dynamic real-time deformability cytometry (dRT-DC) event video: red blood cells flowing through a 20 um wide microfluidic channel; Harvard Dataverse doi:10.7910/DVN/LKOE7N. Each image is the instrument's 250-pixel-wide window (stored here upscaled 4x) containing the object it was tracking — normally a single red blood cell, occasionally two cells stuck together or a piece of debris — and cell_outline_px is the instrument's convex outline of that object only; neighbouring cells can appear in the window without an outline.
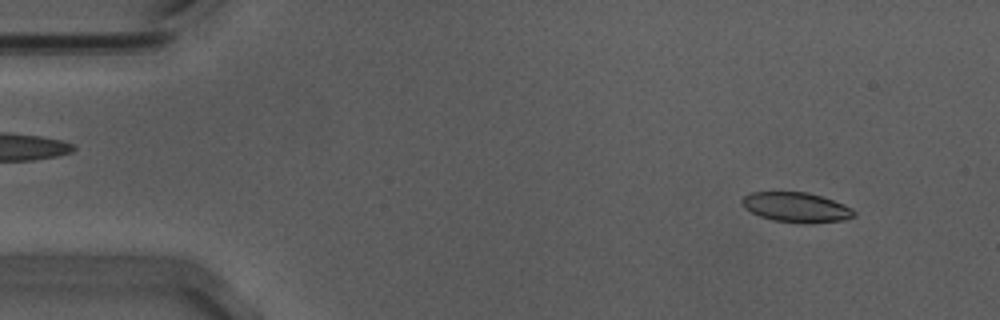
{"species": "Egyptian fruit bat (a non-hibernating species)", "species_latin": "Rousettus aegyptiacus", "temperature_condition": "warm", "stored_images_in_passage": 55, "camera_frame_rate_fps": 3000, "um_per_image_px": 0.085, "animal": {"sex": "male"}, "frame": {"image": 1, "passage_image": 5, "time_ms": 1.333, "image_size_px": [1000, 320], "cell_outline_px": [[856, 216], [844, 220], [808, 224], [804, 224], [772, 220], [760, 216], [744, 208], [740, 204], [740, 200], [744, 196], [752, 192], [808, 192], [832, 200], [852, 208], [856, 212]], "centroid_in_image_um": [67.67, 17.63], "position_along_channel_um": 17.3, "area_um2": 19.65}}
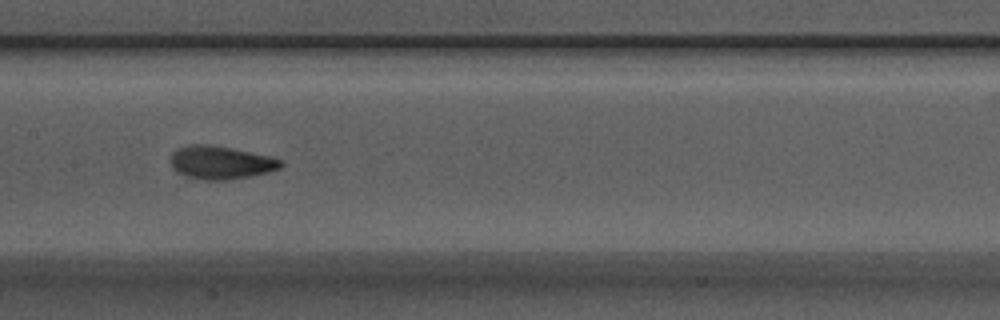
{"frame": {"image": 2, "passage_image": 27, "time_ms": 8.667, "image_size_px": [1000, 320], "cell_outline_px": [[284, 164], [280, 168], [268, 172], [228, 180], [200, 180], [188, 176], [172, 168], [172, 152], [180, 148], [192, 144], [204, 144], [232, 148], [268, 156], [280, 160]], "centroid_in_image_um": [18.77, 13.82], "position_along_channel_um": 188.6, "area_um2": 20.87}}
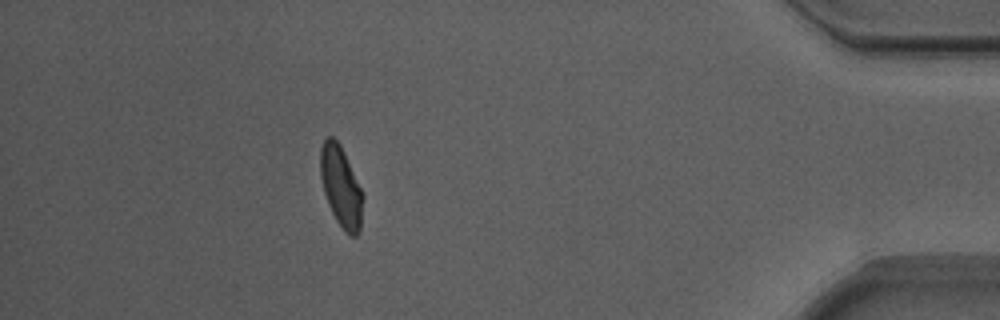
{"frame": {"image": 3, "passage_image": 49, "time_ms": 16.0, "image_size_px": [1000, 320], "cell_outline_px": [[364, 196], [360, 232], [356, 236], [352, 236], [344, 232], [336, 220], [328, 204], [324, 192], [320, 176], [320, 148], [324, 140], [328, 136], [332, 136], [340, 144], [344, 152]], "centroid_in_image_um": [28.98, 15.89], "position_along_channel_um": 406.2, "area_um2": 20.06}, "authors_computed_cell_mechanics": {"area_um2": 20.1144, "velocity_mm_per_s": 3.7031, "shape_relaxation_time_tau1_ms": 2.9118, "shape_relaxation_time_tau2_ms": 1.5476, "deformation_change_tau1": 0.1229, "deformation_change_tau2": 0.0679}}